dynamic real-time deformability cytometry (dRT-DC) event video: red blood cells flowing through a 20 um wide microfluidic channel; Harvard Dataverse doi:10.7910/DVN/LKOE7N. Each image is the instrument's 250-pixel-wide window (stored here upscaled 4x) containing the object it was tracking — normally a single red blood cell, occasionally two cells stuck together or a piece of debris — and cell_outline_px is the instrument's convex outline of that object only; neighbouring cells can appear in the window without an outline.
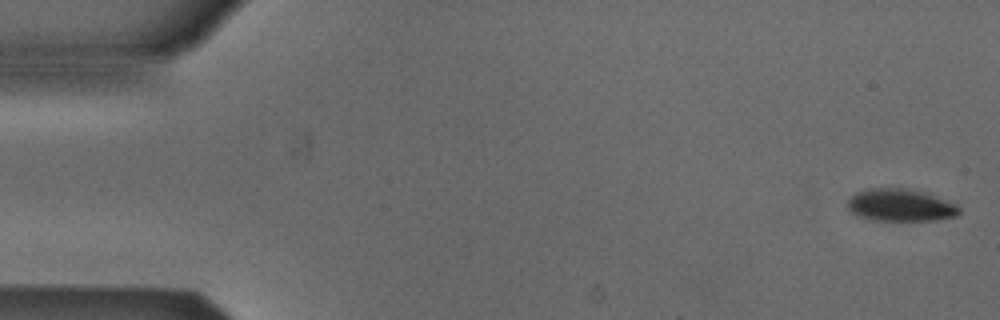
{"species": "Egyptian fruit bat (a non-hibernating species)", "species_latin": "Rousettus aegyptiacus", "temperature_condition": "cold", "stored_images_in_passage": 52, "camera_frame_rate_fps": 3000, "um_per_image_px": 0.085, "animal": {"sex": "male"}, "frame": {"image": 1, "passage_image": 1, "time_ms": 0.0, "image_size_px": [1000, 320], "cell_outline_px": [[960, 212], [956, 216], [936, 220], [872, 220], [856, 216], [848, 208], [848, 200], [856, 192], [868, 188], [908, 188], [956, 204], [960, 208]], "centroid_in_image_um": [76.5, 17.45], "position_along_channel_um": 8.5, "area_um2": 20.81}}
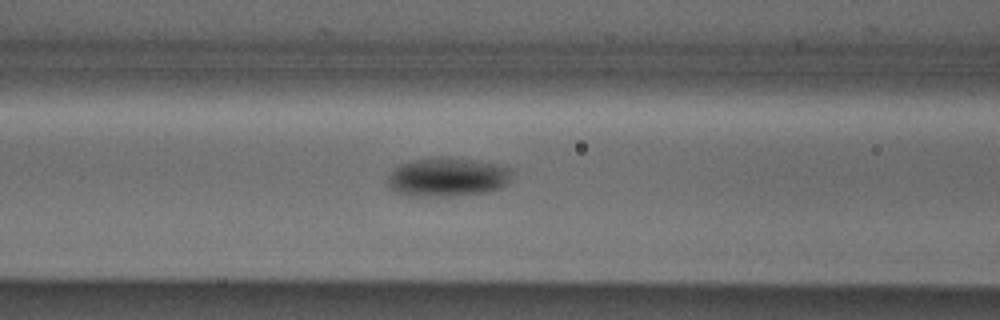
{"frame": {"image": 2, "passage_image": 21, "time_ms": 6.667, "image_size_px": [1000, 320], "cell_outline_px": [[512, 168], [508, 184], [500, 188], [488, 192], [460, 196], [408, 196], [396, 192], [388, 184], [388, 176], [400, 164], [408, 160], [440, 156], [448, 156], [496, 164]], "centroid_in_image_um": [38.04, 15.05], "position_along_channel_um": 128.6, "area_um2": 28.55}}
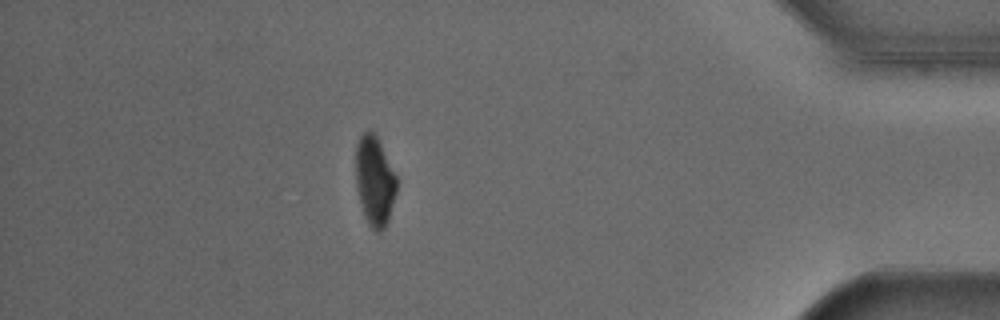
{"frame": {"image": 3, "passage_image": 46, "time_ms": 15.0, "image_size_px": [1000, 320], "cell_outline_px": [[396, 192], [388, 220], [384, 228], [380, 232], [376, 232], [368, 224], [364, 216], [360, 204], [356, 188], [356, 144], [360, 136], [364, 132], [372, 132], [376, 136], [396, 176]], "centroid_in_image_um": [31.82, 15.42], "position_along_channel_um": 403.4, "area_um2": 21.04}, "authors_computed_cell_mechanics": {"area_um2": 24.3627, "velocity_mm_per_s": 3.8683, "shape_relaxation_time_tau1_ms": 1.8456, "shape_relaxation_time_tau2_ms": null, "deformation_change_tau1": 0.0997, "deformation_change_tau2": null}}